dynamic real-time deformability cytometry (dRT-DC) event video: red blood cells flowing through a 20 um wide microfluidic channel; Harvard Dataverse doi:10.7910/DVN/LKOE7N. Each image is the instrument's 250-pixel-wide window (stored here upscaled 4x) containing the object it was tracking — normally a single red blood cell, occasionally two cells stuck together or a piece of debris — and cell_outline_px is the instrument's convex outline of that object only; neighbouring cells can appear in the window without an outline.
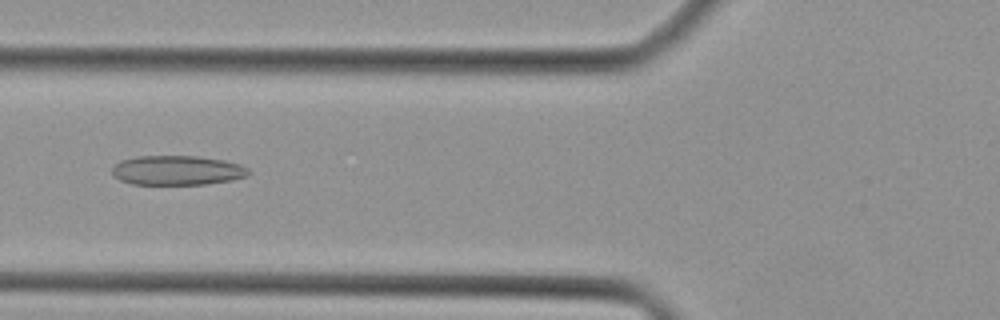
{"species": "Egyptian fruit bat (a non-hibernating species)", "species_latin": "Rousettus aegyptiacus", "temperature_condition": "cold", "stored_images_in_passage": 44, "camera_frame_rate_fps": 3000, "um_per_image_px": 0.085, "animal": {"sex": "female"}, "frame": {"image": 1, "passage_image": 17, "time_ms": 5.333, "image_size_px": [1000, 320], "cell_outline_px": [[252, 172], [248, 176], [232, 180], [204, 184], [132, 184], [120, 180], [112, 176], [112, 168], [120, 160], [136, 156], [200, 156], [224, 160], [240, 164], [248, 168]], "centroid_in_image_um": [15.07, 14.47], "position_along_channel_um": 110.7, "area_um2": 23.7}}
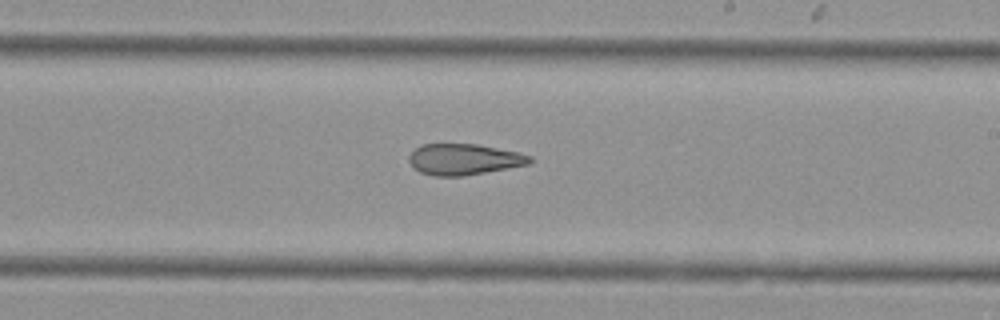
{"frame": {"image": 2, "passage_image": 26, "time_ms": 8.333, "image_size_px": [1000, 320], "cell_outline_px": [[532, 160], [528, 164], [464, 176], [432, 176], [420, 172], [412, 168], [408, 160], [408, 156], [420, 144], [476, 144], [520, 152], [532, 156]], "centroid_in_image_um": [39.4, 13.54], "position_along_channel_um": 249.6, "area_um2": 21.96}}
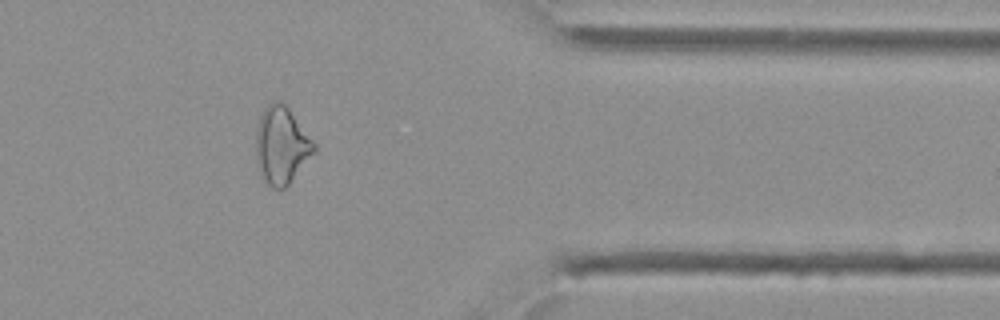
{"frame": {"image": 3, "passage_image": 36, "time_ms": 11.667, "image_size_px": [1000, 320], "cell_outline_px": [[316, 152], [288, 184], [284, 188], [272, 188], [260, 176], [256, 164], [256, 128], [260, 116], [264, 108], [272, 100], [280, 100], [288, 108], [316, 144]], "centroid_in_image_um": [23.91, 12.35], "position_along_channel_um": 387.5, "area_um2": 26.3}}